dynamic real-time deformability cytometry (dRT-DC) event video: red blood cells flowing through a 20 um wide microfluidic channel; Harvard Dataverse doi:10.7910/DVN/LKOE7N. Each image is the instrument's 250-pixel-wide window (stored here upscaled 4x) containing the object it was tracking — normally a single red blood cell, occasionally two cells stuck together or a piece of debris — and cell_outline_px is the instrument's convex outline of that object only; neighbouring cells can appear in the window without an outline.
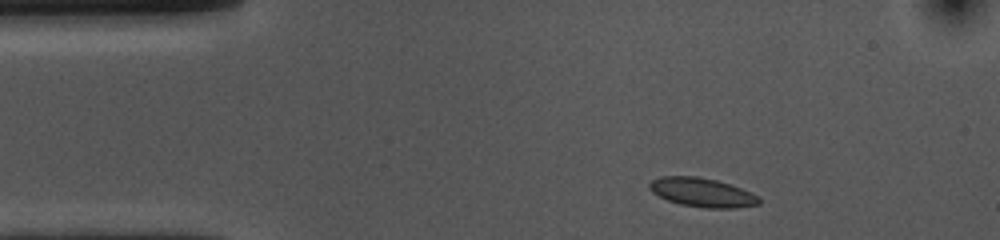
{"species": "common noctule bat (a hibernating species)", "species_latin": "Nyctalus noctula", "temperature_condition": "cold", "stored_images_in_passage": 46, "camera_frame_rate_fps": 3000, "um_per_image_px": 0.085, "animal": {"sex": "female", "body_mass_g": 10.0, "forearm_length_mm": 53.1}, "frame": {"image": 1, "passage_image": 1, "time_ms": 0.0, "image_size_px": [1000, 240], "cell_outline_px": [[760, 204], [736, 208], [704, 208], [680, 204], [668, 200], [652, 192], [648, 188], [648, 184], [652, 180], [660, 176], [696, 176], [716, 180], [740, 188], [760, 196]], "centroid_in_image_um": [59.68, 16.36], "position_along_channel_um": 25.3, "area_um2": 18.5}}
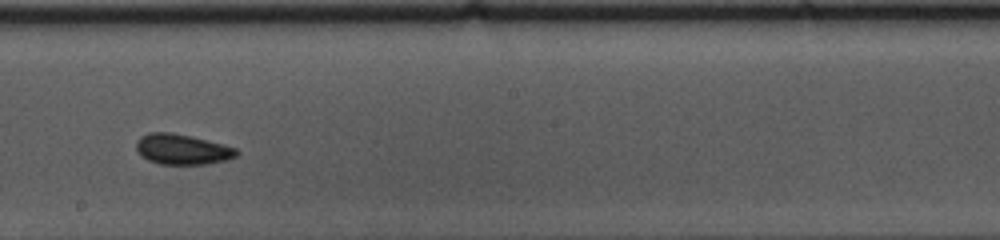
{"frame": {"image": 2, "passage_image": 22, "time_ms": 7.0, "image_size_px": [1000, 240], "cell_outline_px": [[240, 152], [236, 156], [228, 160], [208, 164], [160, 164], [148, 160], [140, 156], [136, 152], [136, 140], [140, 136], [148, 132], [172, 132], [208, 140], [236, 148]], "centroid_in_image_um": [15.46, 12.69], "position_along_channel_um": 232.7, "area_um2": 18.03}}
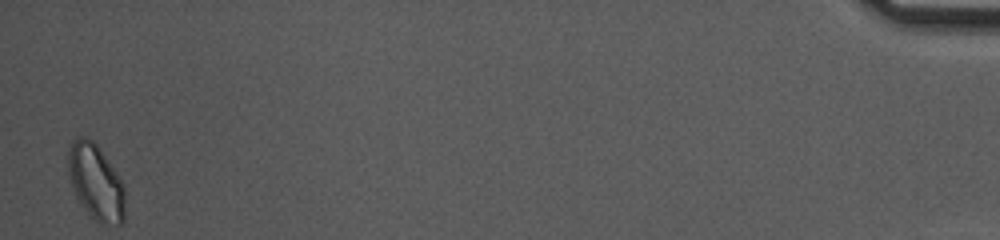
{"frame": {"image": 3, "passage_image": 46, "time_ms": 15.0, "image_size_px": [1000, 240], "cell_outline_px": [[124, 220], [120, 224], [100, 224], [80, 204], [76, 196], [68, 176], [68, 144], [76, 136], [88, 136], [96, 144], [116, 172], [124, 184]], "centroid_in_image_um": [8.12, 15.44], "position_along_channel_um": 427.1, "area_um2": 25.14}, "authors_computed_cell_mechanics": {"area_um2": 17.6868, "velocity_mm_per_s": 3.6494, "shape_relaxation_time_tau1_ms": 2.1751, "shape_relaxation_time_tau2_ms": 1.6703, "deformation_change_tau1": 0.0751, "deformation_change_tau2": 0.0697}}